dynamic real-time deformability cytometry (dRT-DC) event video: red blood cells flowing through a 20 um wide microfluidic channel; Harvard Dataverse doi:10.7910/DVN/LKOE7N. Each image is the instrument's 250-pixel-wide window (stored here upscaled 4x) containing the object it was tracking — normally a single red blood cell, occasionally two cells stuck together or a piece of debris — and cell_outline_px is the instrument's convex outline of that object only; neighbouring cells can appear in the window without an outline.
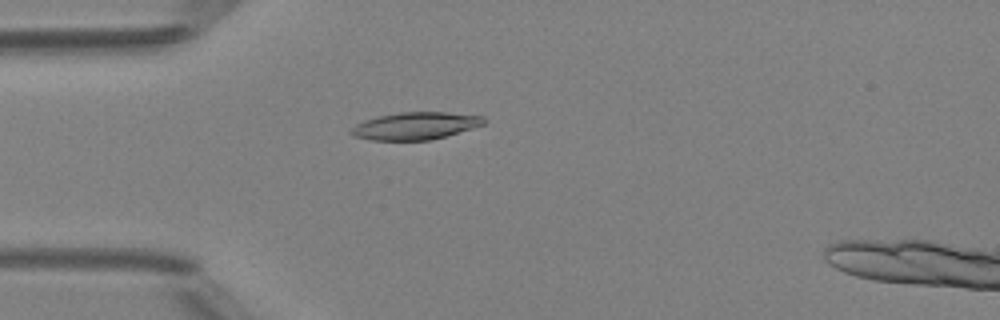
{"species": "Egyptian fruit bat (a non-hibernating species)", "species_latin": "Rousettus aegyptiacus", "temperature_condition": "room temperature", "stored_images_in_passage": 38, "segment_of_instrument_passage": [1, 2], "camera_frame_rate_fps": 3000, "um_per_image_px": 0.085, "animal": {"sex": "female"}, "frame": {"image": 1, "passage_image": 2, "time_ms": 0.333, "image_size_px": [1000, 320], "cell_outline_px": [[484, 124], [472, 128], [432, 140], [372, 140], [352, 136], [348, 132], [356, 124], [364, 120], [380, 116], [400, 112], [448, 112], [484, 116]], "centroid_in_image_um": [35.28, 10.7], "position_along_channel_um": 49.7, "area_um2": 21.1}}
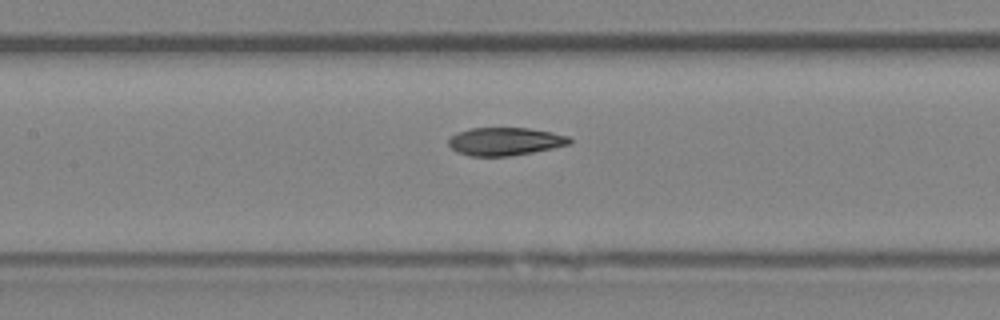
{"frame": {"image": 2, "passage_image": 11, "time_ms": 3.333, "image_size_px": [1000, 320], "cell_outline_px": [[572, 140], [568, 144], [552, 148], [532, 152], [508, 156], [468, 156], [456, 152], [448, 144], [448, 140], [456, 132], [468, 128], [528, 128], [552, 132], [568, 136]], "centroid_in_image_um": [42.88, 12.02], "position_along_channel_um": 164.5, "area_um2": 19.71}}
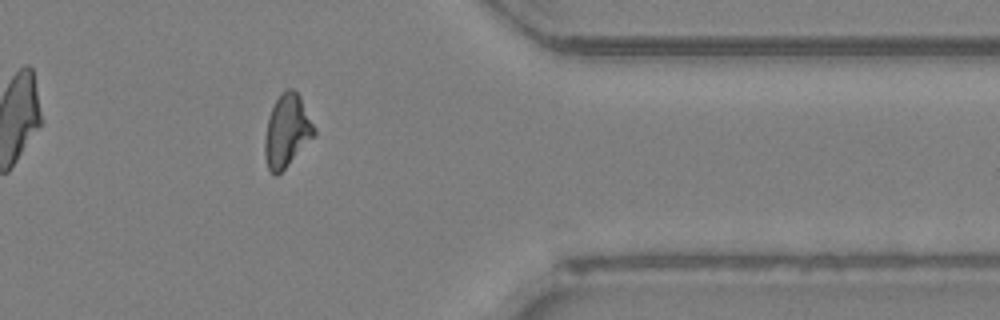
{"frame": {"image": 3, "passage_image": 28, "time_ms": 9.0, "image_size_px": [1000, 320], "cell_outline_px": [[316, 132], [284, 168], [276, 176], [268, 168], [264, 156], [264, 140], [268, 116], [276, 100], [288, 88], [292, 88], [300, 96], [316, 128]], "centroid_in_image_um": [24.37, 11.1], "position_along_channel_um": 387.0, "area_um2": 20.35}}